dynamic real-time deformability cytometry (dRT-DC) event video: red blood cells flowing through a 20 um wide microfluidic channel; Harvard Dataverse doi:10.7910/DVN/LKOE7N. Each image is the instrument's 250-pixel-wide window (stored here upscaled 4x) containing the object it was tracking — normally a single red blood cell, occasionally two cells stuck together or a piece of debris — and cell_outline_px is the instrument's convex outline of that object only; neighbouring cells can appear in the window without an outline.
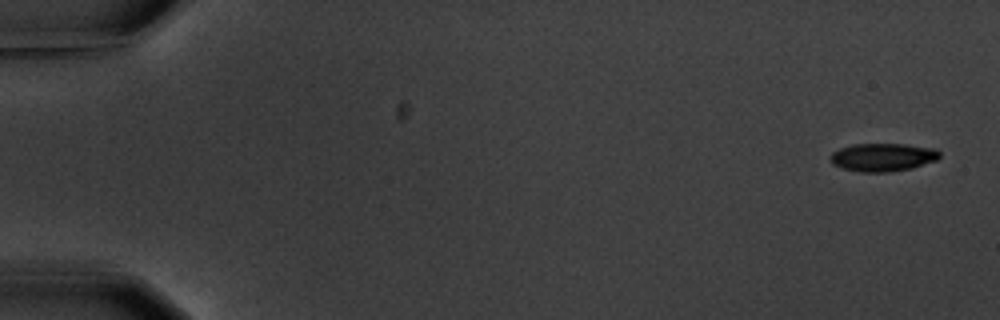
{"species": "common noctule bat (a hibernating species)", "species_latin": "Nyctalus noctula", "temperature_condition": "warm", "stored_images_in_passage": 5, "camera_frame_rate_fps": 3000, "um_per_image_px": 0.085, "animal": {"sex": "male", "body_mass_g": 20.1, "forearm_length_mm": 53.5}, "frame": {"image": 1, "passage_image": 1, "time_ms": 0.0, "image_size_px": [1000, 320], "cell_outline_px": [[940, 156], [936, 160], [912, 168], [888, 172], [860, 172], [840, 168], [832, 164], [828, 160], [832, 152], [840, 148], [852, 144], [904, 144], [936, 148], [940, 152]], "centroid_in_image_um": [75.0, 13.36], "position_along_channel_um": 10.0, "area_um2": 18.09}}